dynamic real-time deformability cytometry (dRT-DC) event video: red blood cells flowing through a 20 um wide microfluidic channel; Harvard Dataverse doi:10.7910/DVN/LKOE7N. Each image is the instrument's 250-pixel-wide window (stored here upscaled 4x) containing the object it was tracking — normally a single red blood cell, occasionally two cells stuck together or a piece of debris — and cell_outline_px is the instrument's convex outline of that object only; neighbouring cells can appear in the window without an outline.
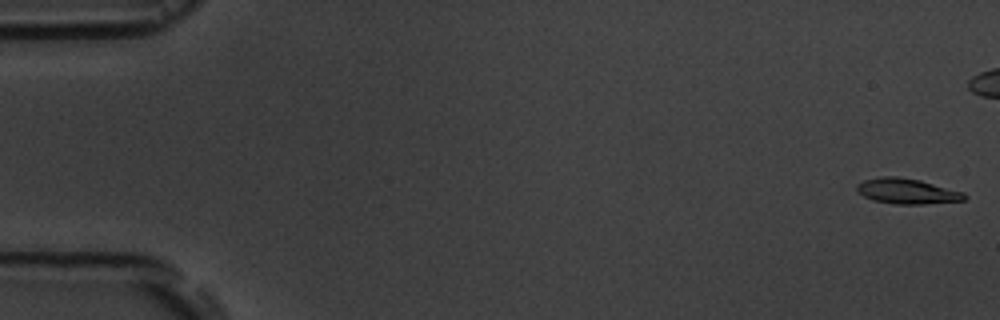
{"species": "common noctule bat (a hibernating species)", "species_latin": "Nyctalus noctula", "temperature_condition": "room temperature", "stored_images_in_passage": 12, "camera_frame_rate_fps": 3000, "um_per_image_px": 0.085, "animal": {"sex": "male", "body_mass_g": 19.5, "forearm_length_mm": 54.6}, "frame": {"image": 1, "passage_image": 1, "time_ms": 0.0, "image_size_px": [1000, 320], "cell_outline_px": [[968, 196], [964, 200], [920, 204], [892, 204], [872, 200], [856, 192], [856, 184], [864, 180], [880, 176], [896, 176], [920, 180], [964, 192]], "centroid_in_image_um": [77.06, 16.24], "position_along_channel_um": 7.9, "area_um2": 16.01}}
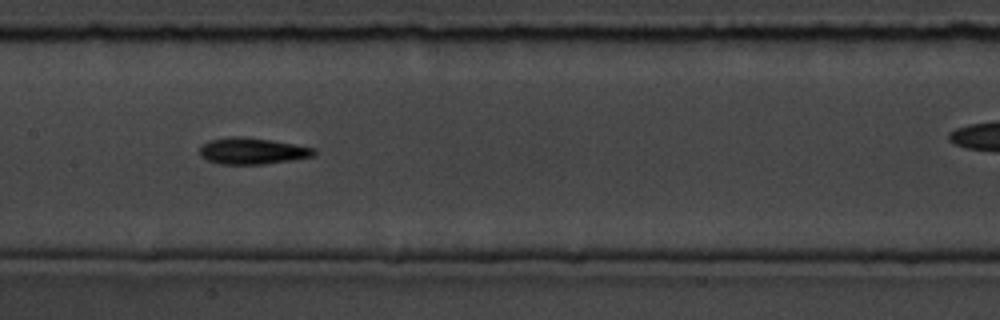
{"frame": {"image": 2, "passage_image": 9, "time_ms": 9.0, "image_size_px": [1000, 320], "cell_outline_px": [[316, 152], [312, 156], [292, 160], [264, 164], [220, 164], [208, 160], [200, 156], [200, 148], [208, 140], [232, 136], [240, 136], [272, 140], [316, 148]], "centroid_in_image_um": [21.44, 12.83], "position_along_channel_um": 186.0, "area_um2": 17.57}}